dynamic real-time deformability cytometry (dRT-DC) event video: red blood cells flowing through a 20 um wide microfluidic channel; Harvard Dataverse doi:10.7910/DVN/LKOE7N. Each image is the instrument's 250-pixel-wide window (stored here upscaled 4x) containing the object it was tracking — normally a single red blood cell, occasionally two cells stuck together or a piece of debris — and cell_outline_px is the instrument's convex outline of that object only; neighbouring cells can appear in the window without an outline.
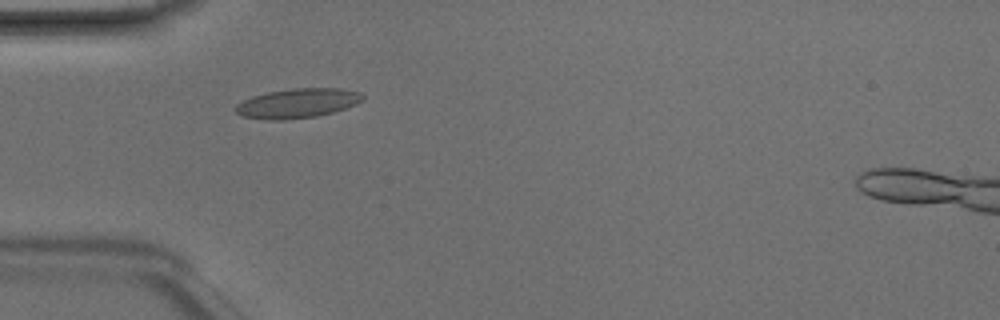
{"species": "Egyptian fruit bat (a non-hibernating species)", "species_latin": "Rousettus aegyptiacus", "temperature_condition": "room temperature", "stored_images_in_passage": 32, "camera_frame_rate_fps": 3000, "um_per_image_px": 0.085, "animal": {"sex": "male"}, "frame": {"image": 1, "passage_image": 2, "time_ms": 0.333, "image_size_px": [1000, 320], "cell_outline_px": [[364, 100], [356, 104], [332, 112], [316, 116], [284, 120], [268, 120], [244, 116], [236, 112], [232, 108], [236, 104], [252, 96], [268, 92], [292, 88], [340, 88], [360, 92], [364, 96]], "centroid_in_image_um": [25.28, 8.77], "position_along_channel_um": 59.7, "area_um2": 21.85}}
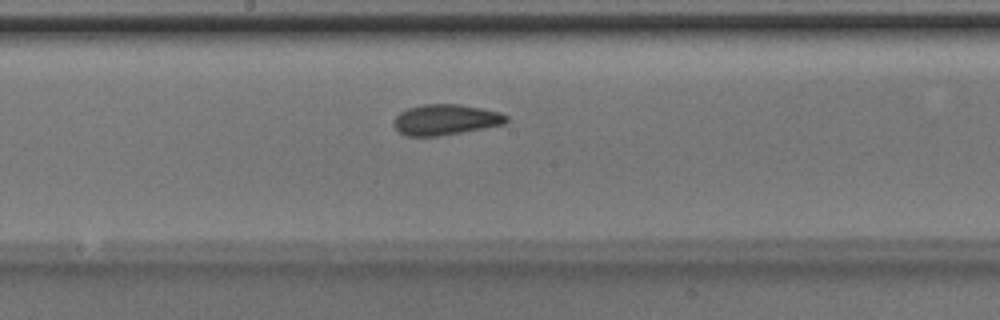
{"frame": {"image": 2, "passage_image": 13, "time_ms": 4.0, "image_size_px": [1000, 320], "cell_outline_px": [[508, 120], [504, 124], [484, 128], [440, 136], [404, 136], [396, 128], [396, 116], [400, 112], [408, 108], [424, 104], [460, 104], [500, 112], [508, 116]], "centroid_in_image_um": [37.9, 10.17], "position_along_channel_um": 210.3, "area_um2": 19.94}}
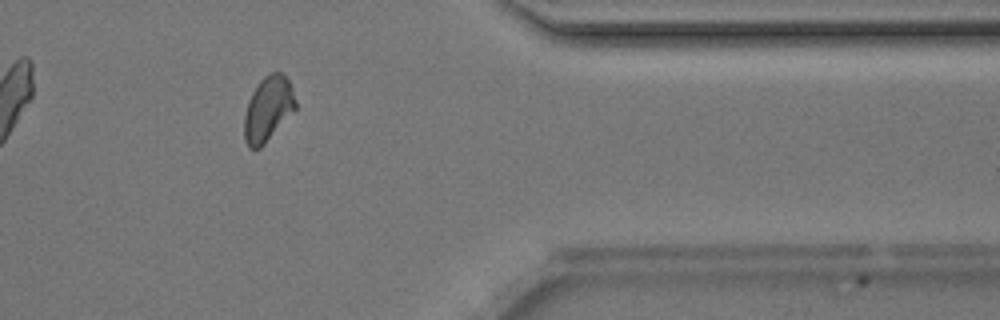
{"frame": {"image": 3, "passage_image": 27, "time_ms": 8.667, "image_size_px": [1000, 320], "cell_outline_px": [[296, 108], [264, 144], [260, 148], [248, 148], [244, 140], [244, 116], [248, 100], [252, 92], [260, 80], [264, 76], [272, 72], [280, 72], [288, 80], [292, 88], [296, 100]], "centroid_in_image_um": [22.76, 9.26], "position_along_channel_um": 388.6, "area_um2": 19.25}, "authors_computed_cell_mechanics": {"area_um2": 19.6231, "velocity_mm_per_s": 4.1969, "shape_relaxation_time_tau1_ms": 3.936, "shape_relaxation_time_tau2_ms": 1.1765, "deformation_change_tau1": 0.095, "deformation_change_tau2": 0.0549}}